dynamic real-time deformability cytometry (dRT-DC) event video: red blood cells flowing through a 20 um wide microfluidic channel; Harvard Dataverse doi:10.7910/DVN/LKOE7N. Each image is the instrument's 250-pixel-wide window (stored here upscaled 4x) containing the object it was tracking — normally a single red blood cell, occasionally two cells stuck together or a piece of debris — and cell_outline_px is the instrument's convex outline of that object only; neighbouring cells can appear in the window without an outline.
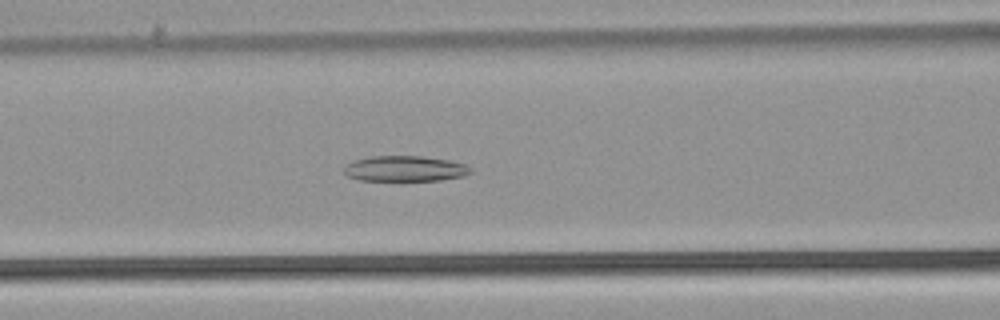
{"species": "common noctule bat (a hibernating species)", "species_latin": "Nyctalus noctula", "temperature_condition": "warm", "stored_images_in_passage": 46, "camera_frame_rate_fps": 3000, "um_per_image_px": 0.085, "animal": {"sex": "male", "body_mass_g": 21.5, "forearm_length_mm": 52.0}, "frame": {"image": 1, "passage_image": 16, "time_ms": 5.0, "image_size_px": [1000, 320], "cell_outline_px": [[472, 172], [464, 176], [440, 180], [360, 180], [348, 176], [344, 172], [344, 168], [348, 164], [356, 160], [372, 156], [420, 156], [448, 160], [464, 164], [472, 168]], "centroid_in_image_um": [34.45, 14.33], "position_along_channel_um": 132.1, "area_um2": 18.61}}
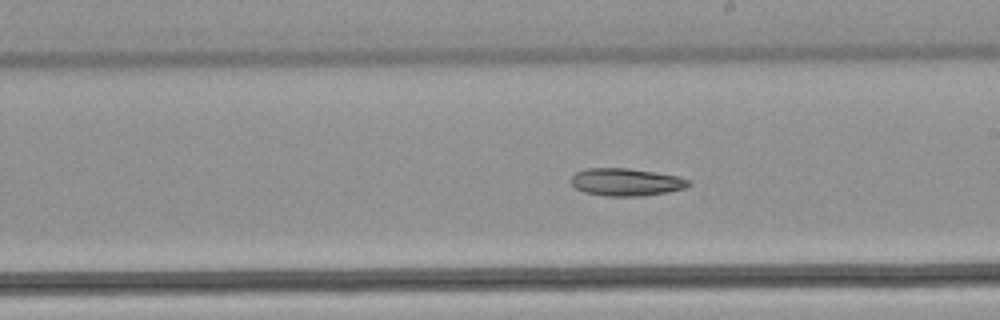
{"frame": {"image": 2, "passage_image": 24, "time_ms": 7.667, "image_size_px": [1000, 320], "cell_outline_px": [[692, 184], [684, 188], [668, 192], [644, 196], [604, 196], [584, 192], [576, 188], [572, 184], [572, 176], [576, 172], [588, 168], [628, 168], [676, 176], [692, 180]], "centroid_in_image_um": [53.24, 15.48], "position_along_channel_um": 235.8, "area_um2": 18.84}}
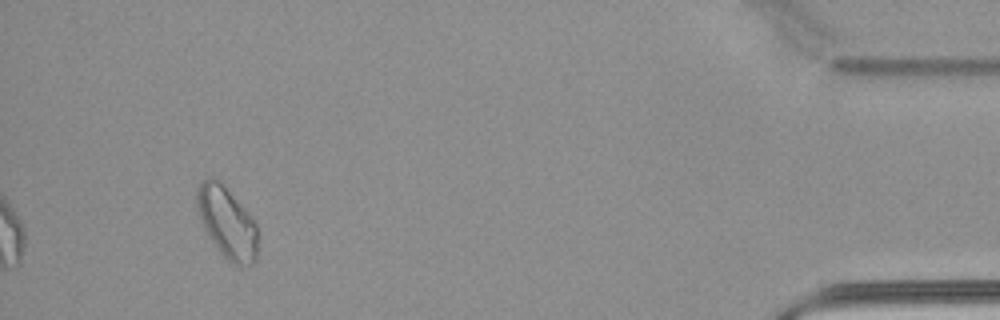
{"frame": {"image": 3, "passage_image": 43, "time_ms": 14.0, "image_size_px": [1000, 320], "cell_outline_px": [[256, 260], [252, 264], [232, 264], [220, 252], [204, 228], [200, 220], [196, 208], [196, 188], [200, 180], [208, 176], [212, 176], [220, 180], [252, 216], [256, 224]], "centroid_in_image_um": [19.25, 18.83], "position_along_channel_um": 416.0, "area_um2": 25.37}}